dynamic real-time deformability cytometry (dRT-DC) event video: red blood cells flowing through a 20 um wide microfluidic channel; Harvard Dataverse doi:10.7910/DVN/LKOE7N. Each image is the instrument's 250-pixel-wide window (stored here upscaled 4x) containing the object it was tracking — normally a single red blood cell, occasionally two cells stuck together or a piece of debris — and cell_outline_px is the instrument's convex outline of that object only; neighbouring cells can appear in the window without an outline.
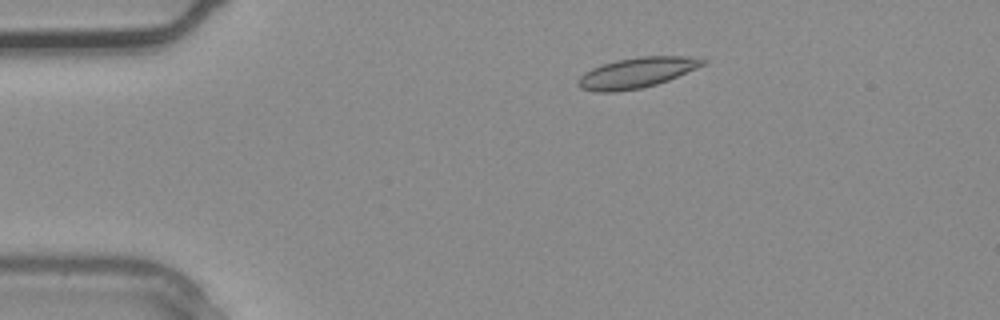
{"species": "common noctule bat (a hibernating species)", "species_latin": "Nyctalus noctula", "temperature_condition": "warm", "stored_images_in_passage": 3, "camera_frame_rate_fps": 3000, "um_per_image_px": 0.085, "animal": {"sex": "male", "body_mass_g": 20.4}, "frame": {"image": 1, "passage_image": 2, "time_ms": 0.333, "image_size_px": [1000, 320], "cell_outline_px": [[708, 64], [668, 80], [656, 84], [640, 88], [616, 92], [596, 92], [580, 88], [576, 84], [576, 80], [584, 72], [592, 68], [616, 60], [640, 56], [700, 56], [708, 60]], "centroid_in_image_um": [54.17, 6.17], "position_along_channel_um": 30.8, "area_um2": 22.43}}